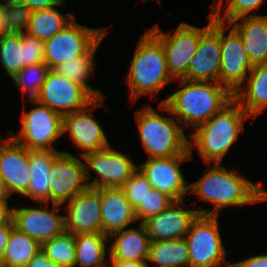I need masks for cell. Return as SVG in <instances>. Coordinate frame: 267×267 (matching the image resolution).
<instances>
[{
  "label": "cell",
  "instance_id": "6da1fadb",
  "mask_svg": "<svg viewBox=\"0 0 267 267\" xmlns=\"http://www.w3.org/2000/svg\"><path fill=\"white\" fill-rule=\"evenodd\" d=\"M205 175L194 183H189V193L196 194L199 199L211 202L213 209L197 210L199 214L219 216V210L228 206L242 207L248 203L267 200V190L255 185L233 170L215 164Z\"/></svg>",
  "mask_w": 267,
  "mask_h": 267
},
{
  "label": "cell",
  "instance_id": "7a4b0ae2",
  "mask_svg": "<svg viewBox=\"0 0 267 267\" xmlns=\"http://www.w3.org/2000/svg\"><path fill=\"white\" fill-rule=\"evenodd\" d=\"M181 87L159 104L183 125L195 129L208 121L232 99L233 95L219 83L179 79Z\"/></svg>",
  "mask_w": 267,
  "mask_h": 267
},
{
  "label": "cell",
  "instance_id": "3957f363",
  "mask_svg": "<svg viewBox=\"0 0 267 267\" xmlns=\"http://www.w3.org/2000/svg\"><path fill=\"white\" fill-rule=\"evenodd\" d=\"M249 117L232 99L208 121L194 129L190 134L193 142L189 140V152L192 153V147L195 146L206 164L209 165L212 161L220 164Z\"/></svg>",
  "mask_w": 267,
  "mask_h": 267
},
{
  "label": "cell",
  "instance_id": "277c9868",
  "mask_svg": "<svg viewBox=\"0 0 267 267\" xmlns=\"http://www.w3.org/2000/svg\"><path fill=\"white\" fill-rule=\"evenodd\" d=\"M126 78L131 100L153 94L174 81L167 69L162 38L151 28L138 42Z\"/></svg>",
  "mask_w": 267,
  "mask_h": 267
},
{
  "label": "cell",
  "instance_id": "5b68a950",
  "mask_svg": "<svg viewBox=\"0 0 267 267\" xmlns=\"http://www.w3.org/2000/svg\"><path fill=\"white\" fill-rule=\"evenodd\" d=\"M136 122L149 158L191 156L188 137L173 117L161 116L148 105L137 111Z\"/></svg>",
  "mask_w": 267,
  "mask_h": 267
},
{
  "label": "cell",
  "instance_id": "8992f818",
  "mask_svg": "<svg viewBox=\"0 0 267 267\" xmlns=\"http://www.w3.org/2000/svg\"><path fill=\"white\" fill-rule=\"evenodd\" d=\"M104 28H88L74 19L52 38L44 42L45 64L50 69L85 55L105 34Z\"/></svg>",
  "mask_w": 267,
  "mask_h": 267
},
{
  "label": "cell",
  "instance_id": "52a82bcc",
  "mask_svg": "<svg viewBox=\"0 0 267 267\" xmlns=\"http://www.w3.org/2000/svg\"><path fill=\"white\" fill-rule=\"evenodd\" d=\"M218 217L198 214L193 220L185 237L189 246L190 267H213L226 262Z\"/></svg>",
  "mask_w": 267,
  "mask_h": 267
},
{
  "label": "cell",
  "instance_id": "ba28073f",
  "mask_svg": "<svg viewBox=\"0 0 267 267\" xmlns=\"http://www.w3.org/2000/svg\"><path fill=\"white\" fill-rule=\"evenodd\" d=\"M36 105L29 112L23 111L19 134L10 135L28 150H55L52 143L63 134V116L48 106Z\"/></svg>",
  "mask_w": 267,
  "mask_h": 267
},
{
  "label": "cell",
  "instance_id": "9c48e42d",
  "mask_svg": "<svg viewBox=\"0 0 267 267\" xmlns=\"http://www.w3.org/2000/svg\"><path fill=\"white\" fill-rule=\"evenodd\" d=\"M230 28L227 36H224L226 28ZM220 50L221 65L219 84L225 87L232 95L242 88L254 65L248 54L244 51L243 40L238 32L229 24L220 22Z\"/></svg>",
  "mask_w": 267,
  "mask_h": 267
},
{
  "label": "cell",
  "instance_id": "30bf717a",
  "mask_svg": "<svg viewBox=\"0 0 267 267\" xmlns=\"http://www.w3.org/2000/svg\"><path fill=\"white\" fill-rule=\"evenodd\" d=\"M96 98L81 84L50 69L40 89V104L62 116L82 110Z\"/></svg>",
  "mask_w": 267,
  "mask_h": 267
},
{
  "label": "cell",
  "instance_id": "8fae6325",
  "mask_svg": "<svg viewBox=\"0 0 267 267\" xmlns=\"http://www.w3.org/2000/svg\"><path fill=\"white\" fill-rule=\"evenodd\" d=\"M86 163L69 152H61L49 173L50 201L62 205L88 189Z\"/></svg>",
  "mask_w": 267,
  "mask_h": 267
},
{
  "label": "cell",
  "instance_id": "7c38bea8",
  "mask_svg": "<svg viewBox=\"0 0 267 267\" xmlns=\"http://www.w3.org/2000/svg\"><path fill=\"white\" fill-rule=\"evenodd\" d=\"M210 14L207 26L200 28L199 45L194 56L188 60L189 70L183 78L185 80L219 83L220 22Z\"/></svg>",
  "mask_w": 267,
  "mask_h": 267
},
{
  "label": "cell",
  "instance_id": "4fadbf2b",
  "mask_svg": "<svg viewBox=\"0 0 267 267\" xmlns=\"http://www.w3.org/2000/svg\"><path fill=\"white\" fill-rule=\"evenodd\" d=\"M83 159L87 162V181L90 170L99 175L88 183L92 188H121L138 169L128 155L112 150L111 146L88 153Z\"/></svg>",
  "mask_w": 267,
  "mask_h": 267
},
{
  "label": "cell",
  "instance_id": "5bb4252c",
  "mask_svg": "<svg viewBox=\"0 0 267 267\" xmlns=\"http://www.w3.org/2000/svg\"><path fill=\"white\" fill-rule=\"evenodd\" d=\"M152 29L162 38L167 69L173 79H183L189 70L188 60L194 56L199 45L200 28L181 22L176 31L163 32L158 25Z\"/></svg>",
  "mask_w": 267,
  "mask_h": 267
},
{
  "label": "cell",
  "instance_id": "9a60e30c",
  "mask_svg": "<svg viewBox=\"0 0 267 267\" xmlns=\"http://www.w3.org/2000/svg\"><path fill=\"white\" fill-rule=\"evenodd\" d=\"M102 101L103 97L96 98L86 108L63 115L62 132H69L74 145L84 150L81 153L82 157L110 146L101 125L91 117V110L97 106H104Z\"/></svg>",
  "mask_w": 267,
  "mask_h": 267
},
{
  "label": "cell",
  "instance_id": "2e32d148",
  "mask_svg": "<svg viewBox=\"0 0 267 267\" xmlns=\"http://www.w3.org/2000/svg\"><path fill=\"white\" fill-rule=\"evenodd\" d=\"M191 156H171L163 158H148L146 162L138 166L147 177L153 189L165 193L174 201L184 200L189 193V184L180 169L181 163Z\"/></svg>",
  "mask_w": 267,
  "mask_h": 267
},
{
  "label": "cell",
  "instance_id": "e0dca14e",
  "mask_svg": "<svg viewBox=\"0 0 267 267\" xmlns=\"http://www.w3.org/2000/svg\"><path fill=\"white\" fill-rule=\"evenodd\" d=\"M42 208L15 207L13 208L14 228L25 233L40 245L51 240L65 231V216L57 215L61 205L52 204V210H47L44 203Z\"/></svg>",
  "mask_w": 267,
  "mask_h": 267
},
{
  "label": "cell",
  "instance_id": "ac0fdd59",
  "mask_svg": "<svg viewBox=\"0 0 267 267\" xmlns=\"http://www.w3.org/2000/svg\"><path fill=\"white\" fill-rule=\"evenodd\" d=\"M65 230L77 234L102 233L101 188L82 191L67 203Z\"/></svg>",
  "mask_w": 267,
  "mask_h": 267
},
{
  "label": "cell",
  "instance_id": "d6986e66",
  "mask_svg": "<svg viewBox=\"0 0 267 267\" xmlns=\"http://www.w3.org/2000/svg\"><path fill=\"white\" fill-rule=\"evenodd\" d=\"M0 138V177L4 180L10 195L16 192L23 195L31 178L29 150L17 143L12 137L4 141Z\"/></svg>",
  "mask_w": 267,
  "mask_h": 267
},
{
  "label": "cell",
  "instance_id": "ffe728a7",
  "mask_svg": "<svg viewBox=\"0 0 267 267\" xmlns=\"http://www.w3.org/2000/svg\"><path fill=\"white\" fill-rule=\"evenodd\" d=\"M184 200L174 201L159 214L146 219L145 226L151 241L184 238L193 220L199 214L197 210H184Z\"/></svg>",
  "mask_w": 267,
  "mask_h": 267
},
{
  "label": "cell",
  "instance_id": "44dd1931",
  "mask_svg": "<svg viewBox=\"0 0 267 267\" xmlns=\"http://www.w3.org/2000/svg\"><path fill=\"white\" fill-rule=\"evenodd\" d=\"M102 233L110 235L137 221L122 188H101Z\"/></svg>",
  "mask_w": 267,
  "mask_h": 267
},
{
  "label": "cell",
  "instance_id": "7402d4cb",
  "mask_svg": "<svg viewBox=\"0 0 267 267\" xmlns=\"http://www.w3.org/2000/svg\"><path fill=\"white\" fill-rule=\"evenodd\" d=\"M244 19L238 23V20ZM241 36L253 65L267 63V15L249 14L229 23Z\"/></svg>",
  "mask_w": 267,
  "mask_h": 267
},
{
  "label": "cell",
  "instance_id": "603a6c76",
  "mask_svg": "<svg viewBox=\"0 0 267 267\" xmlns=\"http://www.w3.org/2000/svg\"><path fill=\"white\" fill-rule=\"evenodd\" d=\"M108 237L115 240L110 246L109 259L125 261H147L151 239L145 226L140 223L137 229H123Z\"/></svg>",
  "mask_w": 267,
  "mask_h": 267
},
{
  "label": "cell",
  "instance_id": "cb8c5ba5",
  "mask_svg": "<svg viewBox=\"0 0 267 267\" xmlns=\"http://www.w3.org/2000/svg\"><path fill=\"white\" fill-rule=\"evenodd\" d=\"M61 152L57 150H29V168L31 173L27 191L23 196L38 203L50 201L49 173L53 160Z\"/></svg>",
  "mask_w": 267,
  "mask_h": 267
},
{
  "label": "cell",
  "instance_id": "d4e9b609",
  "mask_svg": "<svg viewBox=\"0 0 267 267\" xmlns=\"http://www.w3.org/2000/svg\"><path fill=\"white\" fill-rule=\"evenodd\" d=\"M245 82L247 87L238 89L233 99L250 117H256L267 107V63L254 65Z\"/></svg>",
  "mask_w": 267,
  "mask_h": 267
},
{
  "label": "cell",
  "instance_id": "484cf974",
  "mask_svg": "<svg viewBox=\"0 0 267 267\" xmlns=\"http://www.w3.org/2000/svg\"><path fill=\"white\" fill-rule=\"evenodd\" d=\"M154 267H190L189 246L184 238L151 241L147 262Z\"/></svg>",
  "mask_w": 267,
  "mask_h": 267
},
{
  "label": "cell",
  "instance_id": "4316f807",
  "mask_svg": "<svg viewBox=\"0 0 267 267\" xmlns=\"http://www.w3.org/2000/svg\"><path fill=\"white\" fill-rule=\"evenodd\" d=\"M67 16L62 15L55 7L32 11L25 33L45 42L75 18L73 13H67Z\"/></svg>",
  "mask_w": 267,
  "mask_h": 267
},
{
  "label": "cell",
  "instance_id": "83f0119b",
  "mask_svg": "<svg viewBox=\"0 0 267 267\" xmlns=\"http://www.w3.org/2000/svg\"><path fill=\"white\" fill-rule=\"evenodd\" d=\"M106 241L108 235L104 233L77 234L75 242V266L78 267H106ZM107 264V265H106Z\"/></svg>",
  "mask_w": 267,
  "mask_h": 267
},
{
  "label": "cell",
  "instance_id": "f1b7e54d",
  "mask_svg": "<svg viewBox=\"0 0 267 267\" xmlns=\"http://www.w3.org/2000/svg\"><path fill=\"white\" fill-rule=\"evenodd\" d=\"M107 34L108 32L85 55L66 61L55 68L61 75L84 86L95 98H102L103 94L99 90L90 87L87 84V80L97 65L94 63V54Z\"/></svg>",
  "mask_w": 267,
  "mask_h": 267
},
{
  "label": "cell",
  "instance_id": "f546056e",
  "mask_svg": "<svg viewBox=\"0 0 267 267\" xmlns=\"http://www.w3.org/2000/svg\"><path fill=\"white\" fill-rule=\"evenodd\" d=\"M40 249L36 240L13 228L0 267H25Z\"/></svg>",
  "mask_w": 267,
  "mask_h": 267
},
{
  "label": "cell",
  "instance_id": "4dcf8cb0",
  "mask_svg": "<svg viewBox=\"0 0 267 267\" xmlns=\"http://www.w3.org/2000/svg\"><path fill=\"white\" fill-rule=\"evenodd\" d=\"M76 235L68 231L41 244L42 252L59 267H75Z\"/></svg>",
  "mask_w": 267,
  "mask_h": 267
},
{
  "label": "cell",
  "instance_id": "1f68e13d",
  "mask_svg": "<svg viewBox=\"0 0 267 267\" xmlns=\"http://www.w3.org/2000/svg\"><path fill=\"white\" fill-rule=\"evenodd\" d=\"M50 68L45 63L25 66L12 79L23 92H29L31 104H40V89L45 82ZM30 83V84H29Z\"/></svg>",
  "mask_w": 267,
  "mask_h": 267
},
{
  "label": "cell",
  "instance_id": "d6a6232c",
  "mask_svg": "<svg viewBox=\"0 0 267 267\" xmlns=\"http://www.w3.org/2000/svg\"><path fill=\"white\" fill-rule=\"evenodd\" d=\"M23 60L22 34L0 36V62L11 78L25 67Z\"/></svg>",
  "mask_w": 267,
  "mask_h": 267
},
{
  "label": "cell",
  "instance_id": "836d02e7",
  "mask_svg": "<svg viewBox=\"0 0 267 267\" xmlns=\"http://www.w3.org/2000/svg\"><path fill=\"white\" fill-rule=\"evenodd\" d=\"M30 8L24 2H2V23L6 33L22 34L28 27Z\"/></svg>",
  "mask_w": 267,
  "mask_h": 267
},
{
  "label": "cell",
  "instance_id": "e575fe53",
  "mask_svg": "<svg viewBox=\"0 0 267 267\" xmlns=\"http://www.w3.org/2000/svg\"><path fill=\"white\" fill-rule=\"evenodd\" d=\"M263 1L264 0H227V7L223 11L224 15L221 17L222 0H216L214 4L217 5L213 6L214 8L211 9V13L217 21L222 23L226 21L227 24H229L238 18L248 16L247 14L259 8Z\"/></svg>",
  "mask_w": 267,
  "mask_h": 267
},
{
  "label": "cell",
  "instance_id": "d590c367",
  "mask_svg": "<svg viewBox=\"0 0 267 267\" xmlns=\"http://www.w3.org/2000/svg\"><path fill=\"white\" fill-rule=\"evenodd\" d=\"M174 200L165 193L159 192L156 189H151L147 194L143 203H141L135 210L137 221L142 218L140 223L146 219L155 216L170 206Z\"/></svg>",
  "mask_w": 267,
  "mask_h": 267
},
{
  "label": "cell",
  "instance_id": "8d00e7d4",
  "mask_svg": "<svg viewBox=\"0 0 267 267\" xmlns=\"http://www.w3.org/2000/svg\"><path fill=\"white\" fill-rule=\"evenodd\" d=\"M121 188L134 210L143 203L145 197L152 189L147 177L140 171L139 168L131 175Z\"/></svg>",
  "mask_w": 267,
  "mask_h": 267
},
{
  "label": "cell",
  "instance_id": "74e56055",
  "mask_svg": "<svg viewBox=\"0 0 267 267\" xmlns=\"http://www.w3.org/2000/svg\"><path fill=\"white\" fill-rule=\"evenodd\" d=\"M22 49L24 54V66L45 63L44 41L22 33Z\"/></svg>",
  "mask_w": 267,
  "mask_h": 267
},
{
  "label": "cell",
  "instance_id": "f35d334b",
  "mask_svg": "<svg viewBox=\"0 0 267 267\" xmlns=\"http://www.w3.org/2000/svg\"><path fill=\"white\" fill-rule=\"evenodd\" d=\"M31 11L51 8L56 6H64L66 0H23Z\"/></svg>",
  "mask_w": 267,
  "mask_h": 267
},
{
  "label": "cell",
  "instance_id": "ab89813d",
  "mask_svg": "<svg viewBox=\"0 0 267 267\" xmlns=\"http://www.w3.org/2000/svg\"><path fill=\"white\" fill-rule=\"evenodd\" d=\"M25 267H59L50 260L40 249Z\"/></svg>",
  "mask_w": 267,
  "mask_h": 267
},
{
  "label": "cell",
  "instance_id": "60d3db41",
  "mask_svg": "<svg viewBox=\"0 0 267 267\" xmlns=\"http://www.w3.org/2000/svg\"><path fill=\"white\" fill-rule=\"evenodd\" d=\"M13 228V220L9 224L0 227V265L2 264L5 248Z\"/></svg>",
  "mask_w": 267,
  "mask_h": 267
},
{
  "label": "cell",
  "instance_id": "b9f144b4",
  "mask_svg": "<svg viewBox=\"0 0 267 267\" xmlns=\"http://www.w3.org/2000/svg\"><path fill=\"white\" fill-rule=\"evenodd\" d=\"M238 267H267V254L255 255L237 262Z\"/></svg>",
  "mask_w": 267,
  "mask_h": 267
},
{
  "label": "cell",
  "instance_id": "7bdbcfd3",
  "mask_svg": "<svg viewBox=\"0 0 267 267\" xmlns=\"http://www.w3.org/2000/svg\"><path fill=\"white\" fill-rule=\"evenodd\" d=\"M110 267H150L147 261H125L118 259H110ZM109 267V266H106Z\"/></svg>",
  "mask_w": 267,
  "mask_h": 267
},
{
  "label": "cell",
  "instance_id": "ee69618b",
  "mask_svg": "<svg viewBox=\"0 0 267 267\" xmlns=\"http://www.w3.org/2000/svg\"><path fill=\"white\" fill-rule=\"evenodd\" d=\"M13 220V207L8 204H0V227L9 224Z\"/></svg>",
  "mask_w": 267,
  "mask_h": 267
},
{
  "label": "cell",
  "instance_id": "f6af8a7d",
  "mask_svg": "<svg viewBox=\"0 0 267 267\" xmlns=\"http://www.w3.org/2000/svg\"><path fill=\"white\" fill-rule=\"evenodd\" d=\"M10 196L4 180L0 177V204H8L7 200Z\"/></svg>",
  "mask_w": 267,
  "mask_h": 267
},
{
  "label": "cell",
  "instance_id": "bcb514c9",
  "mask_svg": "<svg viewBox=\"0 0 267 267\" xmlns=\"http://www.w3.org/2000/svg\"><path fill=\"white\" fill-rule=\"evenodd\" d=\"M5 32L4 25L2 23V2H0V36H2Z\"/></svg>",
  "mask_w": 267,
  "mask_h": 267
},
{
  "label": "cell",
  "instance_id": "7dc6e473",
  "mask_svg": "<svg viewBox=\"0 0 267 267\" xmlns=\"http://www.w3.org/2000/svg\"><path fill=\"white\" fill-rule=\"evenodd\" d=\"M227 266H223L222 264H219L218 267H238L237 263H228ZM216 267V266H213Z\"/></svg>",
  "mask_w": 267,
  "mask_h": 267
},
{
  "label": "cell",
  "instance_id": "c3c4849f",
  "mask_svg": "<svg viewBox=\"0 0 267 267\" xmlns=\"http://www.w3.org/2000/svg\"><path fill=\"white\" fill-rule=\"evenodd\" d=\"M3 3H11V2H22L23 0H0Z\"/></svg>",
  "mask_w": 267,
  "mask_h": 267
}]
</instances>
